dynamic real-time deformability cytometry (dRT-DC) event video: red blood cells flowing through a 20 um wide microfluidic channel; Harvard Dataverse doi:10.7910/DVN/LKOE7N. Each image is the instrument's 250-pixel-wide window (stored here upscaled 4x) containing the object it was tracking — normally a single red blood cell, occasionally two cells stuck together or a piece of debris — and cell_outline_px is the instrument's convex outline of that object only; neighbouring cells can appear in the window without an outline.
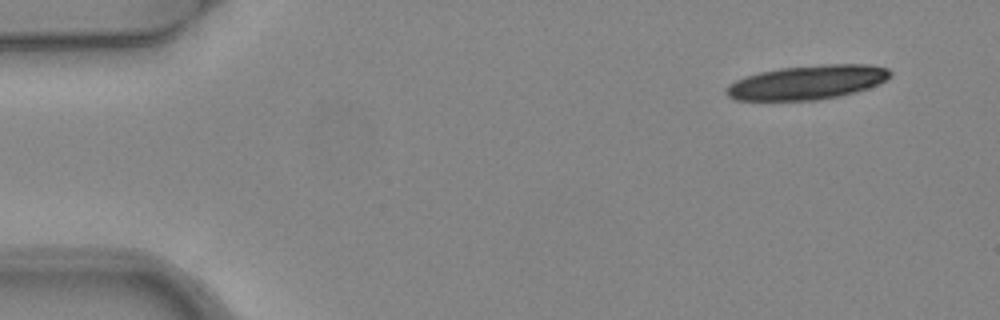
{"species": "common noctule bat (a hibernating species)", "species_latin": "Nyctalus noctula", "temperature_condition": "warm", "stored_images_in_passage": 5, "camera_frame_rate_fps": 3000, "um_per_image_px": 0.085, "animal": {"sex": "female", "body_mass_g": 24.6, "forearm_length_mm": 56.2}, "frame": {"image": 1, "passage_image": 1, "time_ms": 0.0, "image_size_px": [1000, 320], "cell_outline_px": [[892, 76], [880, 84], [856, 92], [840, 96], [816, 100], [732, 100], [724, 92], [724, 88], [728, 84], [744, 76], [760, 72], [780, 68], [824, 64], [868, 64], [888, 68], [892, 72]], "centroid_in_image_um": [68.62, 7.0], "position_along_channel_um": 16.4, "area_um2": 33.0}}
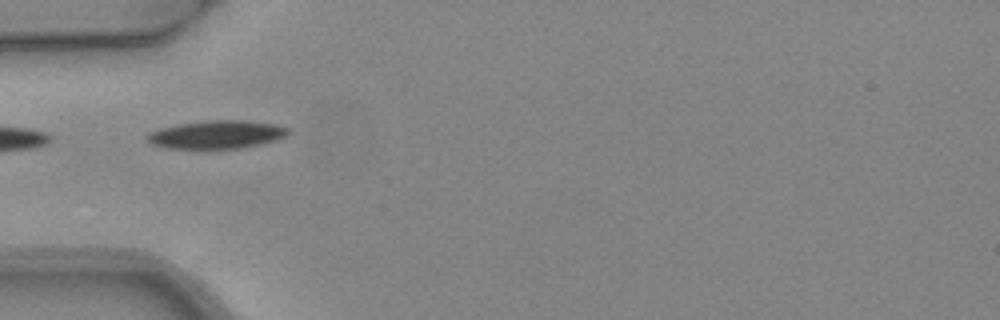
{"frame": {"image": 2, "passage_image": 4, "time_ms": 1.0, "image_size_px": [1000, 320], "cell_outline_px": [[288, 132], [284, 136], [276, 140], [260, 144], [240, 148], [168, 148], [152, 144], [144, 136], [148, 132], [160, 128], [180, 124], [208, 120], [244, 120], [276, 124], [288, 128]], "centroid_in_image_um": [18.39, 11.43], "position_along_channel_um": 66.6, "area_um2": 22.95}}
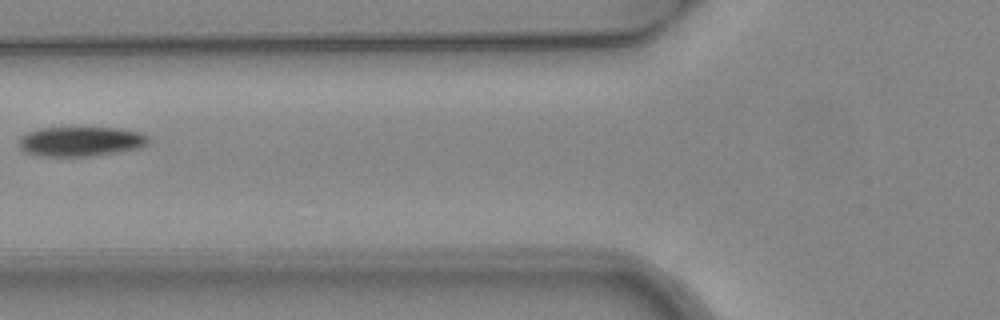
{"frame": {"image": 3, "passage_image": 5, "time_ms": 1.333, "image_size_px": [1000, 320], "cell_outline_px": [[148, 144], [136, 148], [116, 152], [92, 156], [40, 156], [24, 152], [20, 148], [20, 136], [28, 132], [40, 128], [116, 128], [140, 132], [148, 136]], "centroid_in_image_um": [6.83, 12.02], "position_along_channel_um": 119.0, "area_um2": 22.2}}